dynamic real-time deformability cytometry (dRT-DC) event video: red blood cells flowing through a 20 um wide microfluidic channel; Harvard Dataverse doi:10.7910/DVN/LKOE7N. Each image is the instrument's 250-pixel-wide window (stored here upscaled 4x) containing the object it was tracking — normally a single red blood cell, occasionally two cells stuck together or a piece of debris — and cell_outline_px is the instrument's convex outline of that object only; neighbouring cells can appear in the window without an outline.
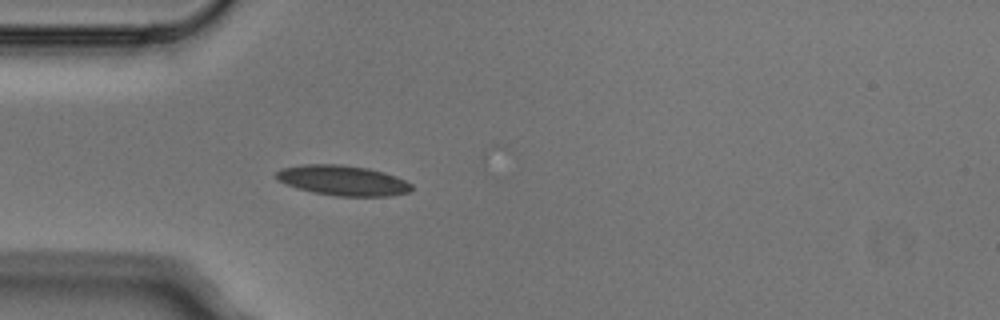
{"species": "Egyptian fruit bat (a non-hibernating species)", "species_latin": "Rousettus aegyptiacus", "temperature_condition": "cold", "stored_images_in_passage": 3, "camera_frame_rate_fps": 3000, "um_per_image_px": 0.085, "animal": {"sex": "male"}, "frame": {"image": 1, "passage_image": 3, "time_ms": 0.667, "image_size_px": [1000, 320], "cell_outline_px": [[412, 192], [392, 196], [336, 196], [312, 192], [296, 188], [276, 180], [276, 172], [280, 168], [304, 164], [340, 164], [368, 168], [384, 172], [396, 176], [412, 184]], "centroid_in_image_um": [29.14, 15.34], "position_along_channel_um": 55.9, "area_um2": 24.04}}